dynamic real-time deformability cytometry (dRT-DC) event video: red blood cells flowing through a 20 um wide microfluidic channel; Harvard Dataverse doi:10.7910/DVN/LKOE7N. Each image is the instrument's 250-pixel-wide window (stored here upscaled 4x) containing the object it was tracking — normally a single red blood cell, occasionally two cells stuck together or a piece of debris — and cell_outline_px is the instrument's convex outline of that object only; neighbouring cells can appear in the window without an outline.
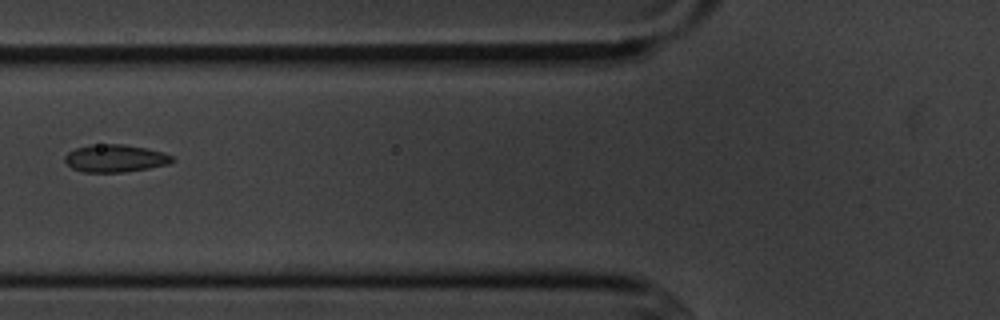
{"species": "common noctule bat (a hibernating species)", "species_latin": "Nyctalus noctula", "temperature_condition": "cold", "stored_images_in_passage": 6, "camera_frame_rate_fps": 3000, "um_per_image_px": 0.085, "animal": {"sex": "male", "body_mass_g": 20.1, "forearm_length_mm": 53.5}, "frame": {"image": 1, "passage_image": 6, "time_ms": 5.667, "image_size_px": [1000, 320], "cell_outline_px": [[176, 160], [168, 164], [148, 168], [124, 172], [84, 172], [72, 168], [64, 160], [64, 156], [68, 152], [76, 148], [92, 144], [124, 144], [148, 148], [172, 156]], "centroid_in_image_um": [9.78, 13.45], "position_along_channel_um": 116.0, "area_um2": 17.22}}